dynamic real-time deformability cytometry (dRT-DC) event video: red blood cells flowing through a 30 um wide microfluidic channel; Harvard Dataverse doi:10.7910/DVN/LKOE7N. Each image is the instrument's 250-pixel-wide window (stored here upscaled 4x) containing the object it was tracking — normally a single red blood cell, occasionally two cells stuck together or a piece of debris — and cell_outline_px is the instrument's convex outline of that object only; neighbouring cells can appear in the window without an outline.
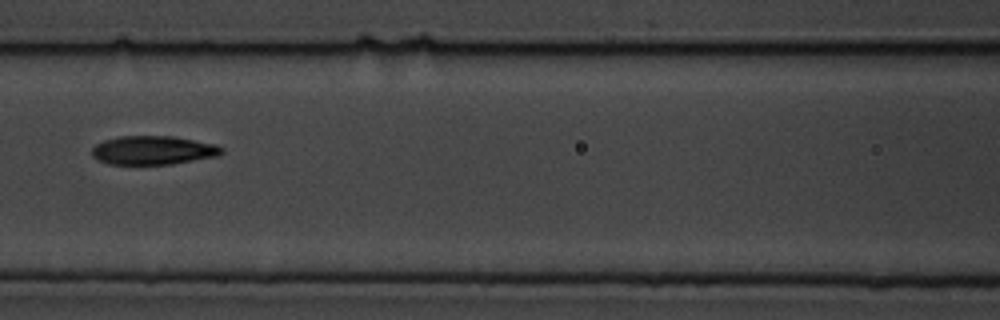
{"species": "common noctule bat (a hibernating species)", "species_latin": "Nyctalus noctula", "temperature_condition": "cold", "stored_images_in_passage": 11, "camera_frame_rate_fps": 3000, "um_per_image_px": 0.085, "animal": {"sex": "male", "body_mass_g": 19.5, "forearm_length_mm": 54.6}, "frame": {"image": 1, "passage_image": 7, "time_ms": 8.333, "image_size_px": [1000, 320], "cell_outline_px": [[224, 152], [220, 156], [172, 164], [108, 164], [96, 160], [92, 156], [92, 148], [96, 144], [104, 140], [120, 136], [172, 136], [216, 144], [224, 148]], "centroid_in_image_um": [13.03, 12.78], "position_along_channel_um": 153.6, "area_um2": 21.96}}
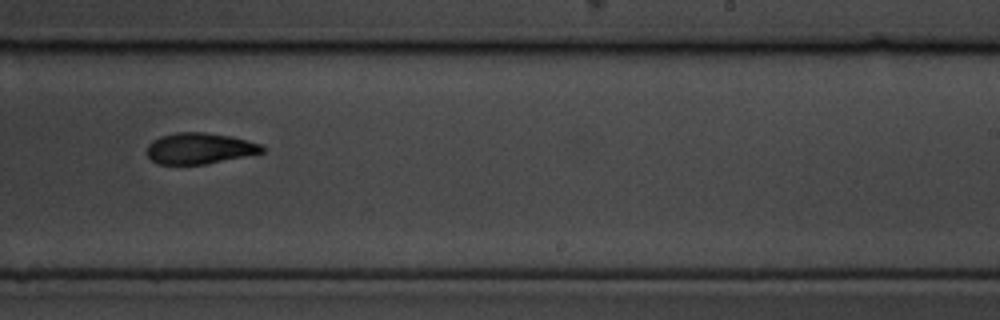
{"frame": {"image": 2, "passage_image": 10, "time_ms": 11.667, "image_size_px": [1000, 320], "cell_outline_px": [[264, 152], [204, 164], [156, 164], [148, 156], [148, 144], [152, 140], [160, 136], [176, 132], [204, 132], [232, 136], [260, 144], [264, 148]], "centroid_in_image_um": [16.93, 12.6], "position_along_channel_um": 272.1, "area_um2": 20.69}}
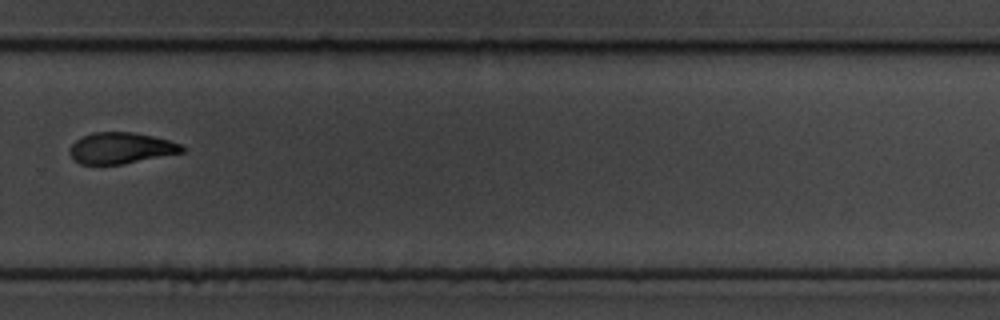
{"frame": {"image": 3, "passage_image": 11, "time_ms": 13.0, "image_size_px": [1000, 320], "cell_outline_px": [[184, 152], [124, 164], [80, 164], [72, 160], [68, 152], [72, 144], [76, 140], [92, 132], [132, 132], [152, 136], [168, 140], [180, 144], [184, 148]], "centroid_in_image_um": [10.24, 12.6], "position_along_channel_um": 319.6, "area_um2": 20.4}}